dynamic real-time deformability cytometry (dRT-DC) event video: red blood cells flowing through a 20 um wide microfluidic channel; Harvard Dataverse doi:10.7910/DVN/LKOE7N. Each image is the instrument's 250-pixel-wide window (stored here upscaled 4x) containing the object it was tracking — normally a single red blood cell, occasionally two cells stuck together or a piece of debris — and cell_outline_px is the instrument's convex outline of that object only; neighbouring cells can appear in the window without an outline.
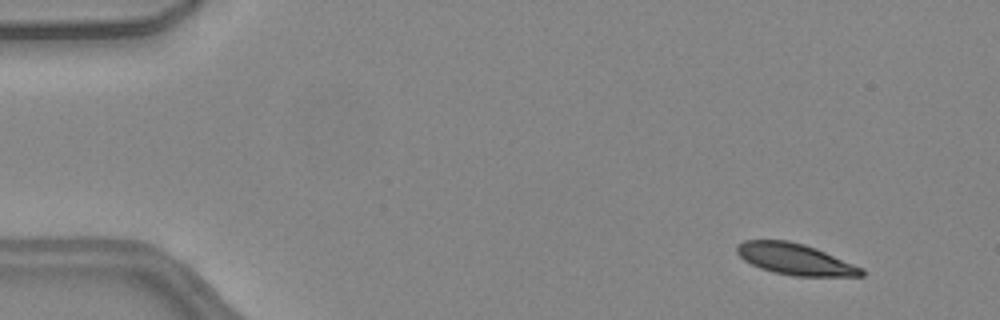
{"species": "common noctule bat (a hibernating species)", "species_latin": "Nyctalus noctula", "temperature_condition": "warm", "stored_images_in_passage": 48, "camera_frame_rate_fps": 3000, "um_per_image_px": 0.085, "animal": {"sex": "female", "body_mass_g": 24.6, "forearm_length_mm": 56.2}, "frame": {"image": 1, "passage_image": 2, "time_ms": 0.333, "image_size_px": [1000, 320], "cell_outline_px": [[864, 276], [792, 276], [772, 272], [760, 268], [744, 260], [736, 252], [736, 244], [744, 240], [788, 240], [804, 244], [816, 248], [864, 268]], "centroid_in_image_um": [67.58, 22.03], "position_along_channel_um": 17.4, "area_um2": 22.83}}
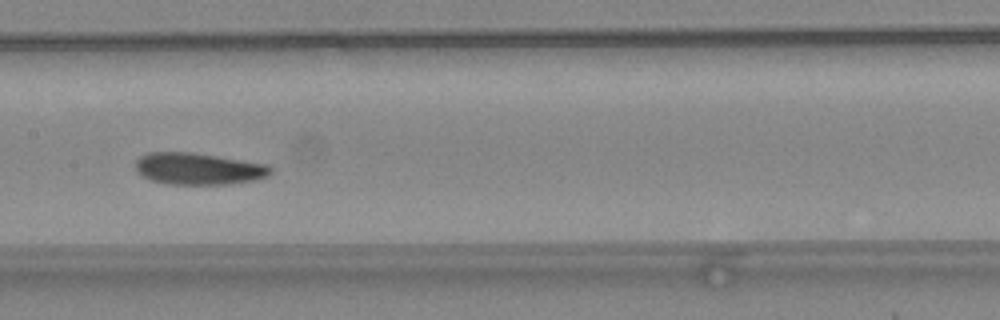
{"frame": {"image": 2, "passage_image": 23, "time_ms": 7.333, "image_size_px": [1000, 320], "cell_outline_px": [[272, 172], [268, 176], [256, 180], [228, 184], [168, 184], [152, 180], [140, 176], [136, 172], [136, 160], [140, 156], [148, 152], [192, 152], [268, 164], [272, 168]], "centroid_in_image_um": [16.86, 14.34], "position_along_channel_um": 190.5, "area_um2": 25.2}}
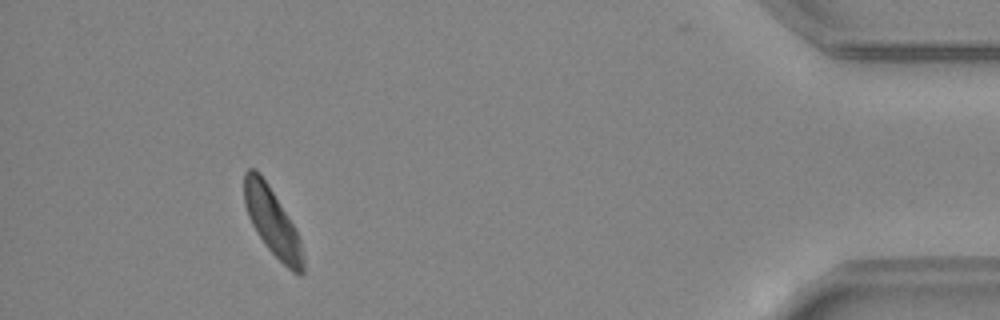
{"frame": {"image": 3, "passage_image": 44, "time_ms": 14.333, "image_size_px": [1000, 320], "cell_outline_px": [[304, 272], [300, 276], [292, 272], [264, 244], [256, 232], [248, 216], [244, 204], [244, 172], [248, 168], [256, 168], [260, 172], [268, 184], [296, 228], [300, 240], [304, 260]], "centroid_in_image_um": [23.14, 18.84], "position_along_channel_um": 412.1, "area_um2": 23.24}, "authors_computed_cell_mechanics": {"area_um2": 24.3627, "velocity_mm_per_s": 4.0519, "shape_relaxation_time_tau1_ms": 3.3913, "shape_relaxation_time_tau2_ms": 3.2521, "deformation_change_tau1": 0.1268, "deformation_change_tau2": 0.0872}}